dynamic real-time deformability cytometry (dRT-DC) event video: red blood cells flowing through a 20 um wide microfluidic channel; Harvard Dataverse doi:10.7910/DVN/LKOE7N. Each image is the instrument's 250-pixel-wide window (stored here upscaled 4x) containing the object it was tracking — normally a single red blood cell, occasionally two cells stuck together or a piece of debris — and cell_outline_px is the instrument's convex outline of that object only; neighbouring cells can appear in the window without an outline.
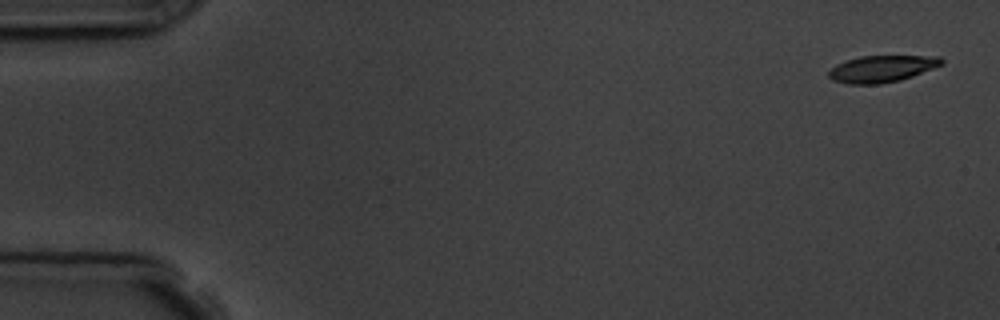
{"species": "common noctule bat (a hibernating species)", "species_latin": "Nyctalus noctula", "temperature_condition": "room temperature", "stored_images_in_passage": 5, "camera_frame_rate_fps": 3000, "um_per_image_px": 0.085, "animal": {"sex": "male", "body_mass_g": 19.5, "forearm_length_mm": 54.6}, "frame": {"image": 1, "passage_image": 1, "time_ms": 0.0, "image_size_px": [1000, 320], "cell_outline_px": [[944, 64], [912, 76], [900, 80], [880, 84], [848, 84], [832, 80], [828, 76], [828, 72], [836, 64], [860, 56], [940, 56], [944, 60]], "centroid_in_image_um": [74.96, 5.85], "position_along_channel_um": 10.0, "area_um2": 17.57}}
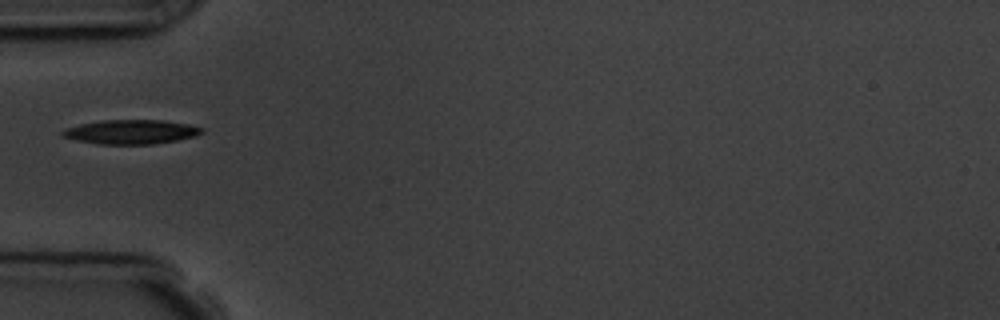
{"frame": {"image": 2, "passage_image": 5, "time_ms": 5.333, "image_size_px": [1000, 320], "cell_outline_px": [[204, 132], [196, 136], [176, 140], [152, 144], [96, 144], [76, 140], [60, 136], [60, 132], [64, 128], [80, 124], [100, 120], [164, 120], [188, 124], [204, 128]], "centroid_in_image_um": [11.11, 11.2], "position_along_channel_um": 73.9, "area_um2": 19.88}}